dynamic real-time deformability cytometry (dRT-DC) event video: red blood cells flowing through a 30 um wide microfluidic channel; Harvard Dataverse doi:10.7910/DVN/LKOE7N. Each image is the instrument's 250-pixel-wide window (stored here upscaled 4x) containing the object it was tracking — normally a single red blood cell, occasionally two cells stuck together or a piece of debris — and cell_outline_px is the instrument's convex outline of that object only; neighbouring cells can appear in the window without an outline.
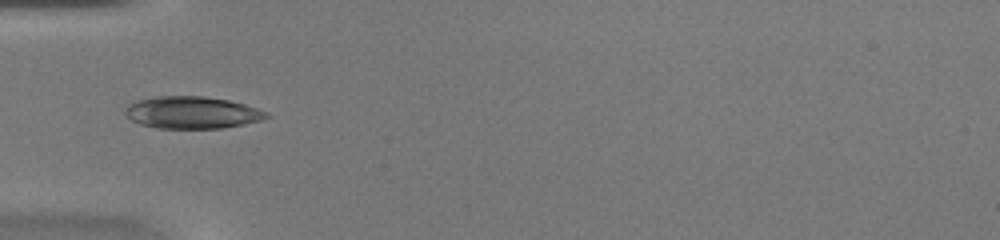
{"species": "common noctule bat (a hibernating species)", "species_latin": "Nyctalus noctula", "temperature_condition": "warm", "stored_images_in_passage": 12, "camera_frame_rate_fps": 3000, "um_per_image_px": 0.085, "animal": {"sex": "female", "body_mass_g": 20.0, "forearm_length_mm": 54.0}, "frame": {"image": 1, "passage_image": 10, "time_ms": 3.0, "image_size_px": [1000, 240], "cell_outline_px": [[268, 116], [260, 120], [244, 124], [224, 128], [156, 128], [140, 124], [132, 120], [124, 112], [128, 104], [136, 100], [156, 96], [204, 96], [228, 100], [244, 104], [268, 112]], "centroid_in_image_um": [16.3, 9.56], "position_along_channel_um": 68.7, "area_um2": 26.36}}